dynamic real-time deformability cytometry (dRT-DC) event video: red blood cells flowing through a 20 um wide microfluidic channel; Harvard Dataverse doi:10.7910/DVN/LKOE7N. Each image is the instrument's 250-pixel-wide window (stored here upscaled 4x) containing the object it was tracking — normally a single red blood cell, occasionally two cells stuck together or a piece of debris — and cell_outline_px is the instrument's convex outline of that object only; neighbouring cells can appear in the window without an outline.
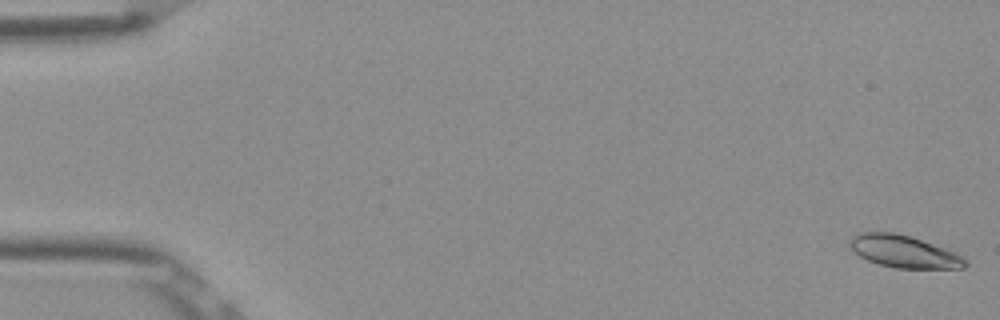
{"species": "Egyptian fruit bat (a non-hibernating species)", "species_latin": "Rousettus aegyptiacus", "temperature_condition": "room temperature", "stored_images_in_passage": 14, "camera_frame_rate_fps": 3000, "um_per_image_px": 0.085, "frame": {"image": 1, "passage_image": 1, "time_ms": 0.0, "image_size_px": [1000, 320], "cell_outline_px": [[968, 264], [964, 268], [896, 268], [880, 264], [868, 260], [860, 256], [848, 244], [848, 240], [852, 236], [860, 232], [896, 232], [944, 248], [964, 256], [968, 260]], "centroid_in_image_um": [76.84, 21.38], "position_along_channel_um": 8.2, "area_um2": 21.56}}